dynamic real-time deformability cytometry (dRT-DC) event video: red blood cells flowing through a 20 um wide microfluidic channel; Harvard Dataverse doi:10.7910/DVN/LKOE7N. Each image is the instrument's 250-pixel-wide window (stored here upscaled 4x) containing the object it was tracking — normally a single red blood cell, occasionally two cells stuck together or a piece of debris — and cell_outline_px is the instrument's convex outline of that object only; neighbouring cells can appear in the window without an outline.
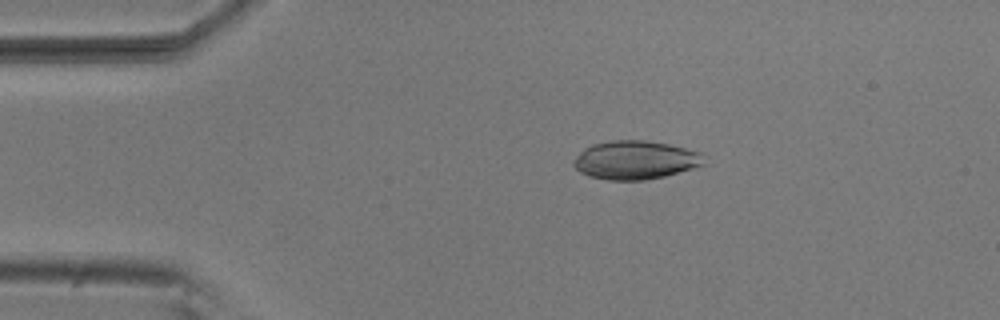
{"species": "common noctule bat (a hibernating species)", "species_latin": "Nyctalus noctula", "temperature_condition": "room temperature", "stored_images_in_passage": 5, "camera_frame_rate_fps": 3000, "um_per_image_px": 0.085, "animal": {"sex": "male", "body_mass_g": 20.5, "forearm_length_mm": 52.5}, "frame": {"image": 1, "passage_image": 5, "time_ms": 1.333, "image_size_px": [1000, 320], "cell_outline_px": [[704, 164], [692, 168], [664, 176], [644, 180], [608, 180], [588, 176], [580, 172], [572, 164], [576, 156], [584, 148], [592, 144], [612, 140], [644, 140], [668, 144], [700, 152]], "centroid_in_image_um": [53.95, 13.6], "position_along_channel_um": 31.1, "area_um2": 29.07}}